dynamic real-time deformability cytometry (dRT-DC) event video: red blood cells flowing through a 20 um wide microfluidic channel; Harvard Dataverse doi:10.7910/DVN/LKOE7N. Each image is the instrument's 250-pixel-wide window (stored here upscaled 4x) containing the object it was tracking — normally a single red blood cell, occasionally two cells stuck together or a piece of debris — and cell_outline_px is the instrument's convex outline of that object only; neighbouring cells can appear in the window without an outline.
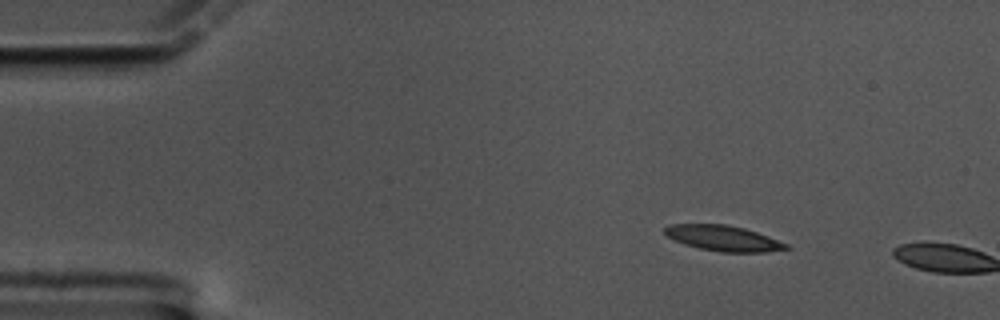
{"species": "common noctule bat (a hibernating species)", "species_latin": "Nyctalus noctula", "temperature_condition": "cold", "stored_images_in_passage": 2, "camera_frame_rate_fps": 3000, "um_per_image_px": 0.085, "animal": {"sex": "male", "body_mass_g": 17.5, "forearm_length_mm": 52.3}, "frame": {"image": 1, "passage_image": 1, "time_ms": 0.0, "image_size_px": [1000, 320], "cell_outline_px": [[792, 248], [764, 252], [720, 252], [700, 248], [684, 244], [668, 236], [664, 232], [664, 228], [668, 224], [728, 224], [744, 228], [768, 236], [788, 244]], "centroid_in_image_um": [61.49, 20.24], "position_along_channel_um": 23.5, "area_um2": 17.98}}